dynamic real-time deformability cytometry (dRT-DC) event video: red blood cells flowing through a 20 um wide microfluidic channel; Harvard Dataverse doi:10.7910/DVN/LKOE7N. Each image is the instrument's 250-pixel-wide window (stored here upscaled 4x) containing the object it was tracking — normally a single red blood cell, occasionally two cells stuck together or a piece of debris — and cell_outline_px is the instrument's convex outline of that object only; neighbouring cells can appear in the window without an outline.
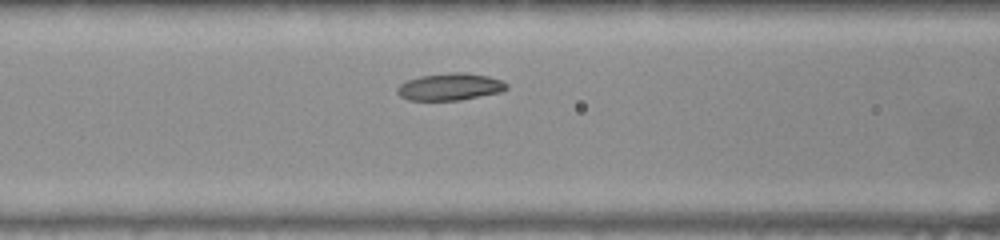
{"species": "common noctule bat (a hibernating species)", "species_latin": "Nyctalus noctula", "temperature_condition": "warm", "stored_images_in_passage": 17, "camera_frame_rate_fps": 3000, "um_per_image_px": 0.085, "animal": {"sex": "female", "body_mass_g": 22.0, "forearm_length_mm": 56.7}, "frame": {"image": 1, "passage_image": 12, "time_ms": 3.667, "image_size_px": [1000, 240], "cell_outline_px": [[508, 88], [504, 92], [460, 100], [408, 100], [400, 96], [396, 92], [396, 88], [400, 84], [408, 80], [420, 76], [448, 72], [464, 72], [488, 76], [500, 80], [508, 84]], "centroid_in_image_um": [38.27, 7.38], "position_along_channel_um": 128.3, "area_um2": 17.46}}
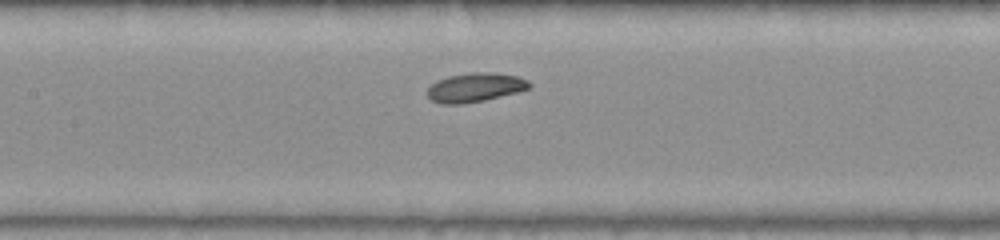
{"frame": {"image": 2, "passage_image": 15, "time_ms": 4.667, "image_size_px": [1000, 240], "cell_outline_px": [[532, 88], [484, 100], [464, 104], [440, 104], [432, 100], [428, 96], [428, 88], [436, 80], [448, 76], [472, 72], [496, 72], [516, 76], [528, 80], [532, 84]], "centroid_in_image_um": [40.4, 7.42], "position_along_channel_um": 167.0, "area_um2": 17.34}}